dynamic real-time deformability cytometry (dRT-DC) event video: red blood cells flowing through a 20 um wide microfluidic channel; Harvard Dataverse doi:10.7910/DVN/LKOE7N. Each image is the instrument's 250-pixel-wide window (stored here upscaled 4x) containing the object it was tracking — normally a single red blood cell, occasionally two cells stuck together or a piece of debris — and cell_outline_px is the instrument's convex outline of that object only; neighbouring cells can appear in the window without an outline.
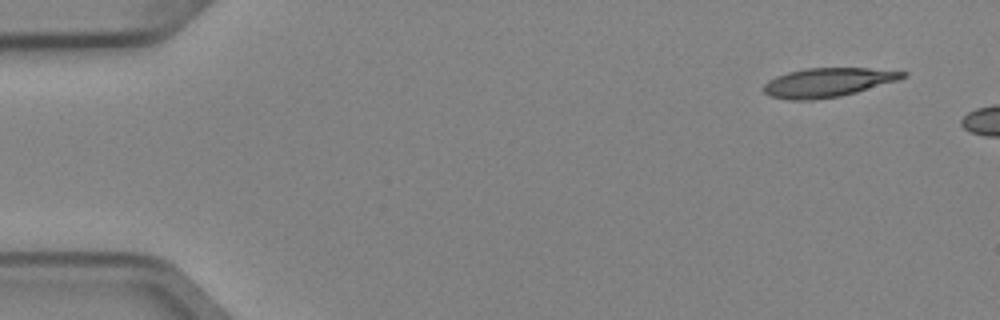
{"species": "Egyptian fruit bat (a non-hibernating species)", "species_latin": "Rousettus aegyptiacus", "temperature_condition": "cold", "stored_images_in_passage": 3, "camera_frame_rate_fps": 3000, "um_per_image_px": 0.085, "animal": {"sex": "female"}, "frame": {"image": 1, "passage_image": 1, "time_ms": 0.0, "image_size_px": [1000, 320], "cell_outline_px": [[908, 76], [896, 80], [856, 92], [840, 96], [812, 100], [788, 100], [772, 96], [764, 92], [764, 84], [768, 80], [776, 76], [788, 72], [804, 68], [868, 68], [908, 72]], "centroid_in_image_um": [70.33, 7.0], "position_along_channel_um": 14.7, "area_um2": 23.35}}